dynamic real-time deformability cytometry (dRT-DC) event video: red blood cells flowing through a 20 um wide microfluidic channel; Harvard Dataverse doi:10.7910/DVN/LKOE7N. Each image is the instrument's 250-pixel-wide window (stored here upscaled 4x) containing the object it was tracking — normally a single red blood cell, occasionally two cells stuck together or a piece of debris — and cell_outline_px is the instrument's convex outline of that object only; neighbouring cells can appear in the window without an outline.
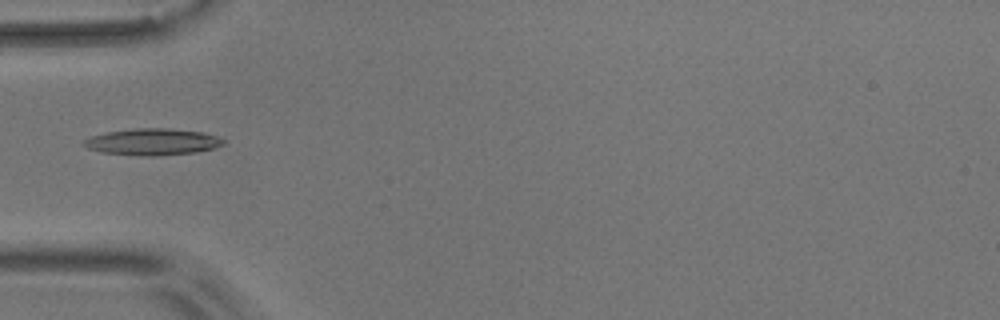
{"species": "common noctule bat (a hibernating species)", "species_latin": "Nyctalus noctula", "temperature_condition": "room temperature", "stored_images_in_passage": 6, "camera_frame_rate_fps": 3000, "um_per_image_px": 0.085, "animal": {"sex": "male", "body_mass_g": 17.9}, "frame": {"image": 1, "passage_image": 6, "time_ms": 5.667, "image_size_px": [1000, 320], "cell_outline_px": [[224, 144], [212, 148], [196, 152], [152, 156], [144, 156], [100, 152], [88, 148], [84, 144], [84, 140], [92, 136], [108, 132], [136, 128], [164, 128], [204, 132], [216, 136], [224, 140]], "centroid_in_image_um": [12.97, 12.06], "position_along_channel_um": 72.0, "area_um2": 21.33}}